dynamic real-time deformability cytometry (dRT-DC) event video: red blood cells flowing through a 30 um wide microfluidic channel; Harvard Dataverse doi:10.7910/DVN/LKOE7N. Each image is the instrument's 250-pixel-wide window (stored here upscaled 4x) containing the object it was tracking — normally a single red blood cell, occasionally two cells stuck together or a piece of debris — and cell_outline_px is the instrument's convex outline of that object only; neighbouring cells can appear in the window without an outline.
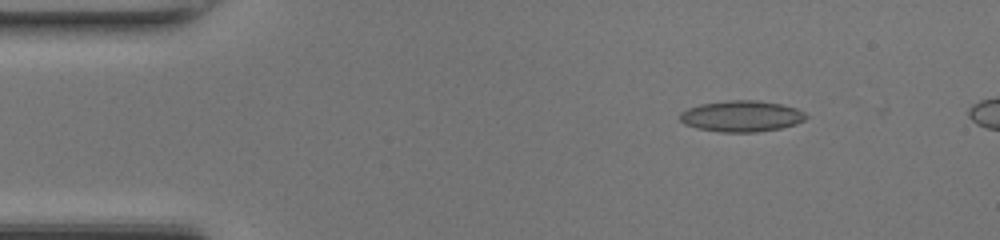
{"species": "common noctule bat (a hibernating species)", "species_latin": "Nyctalus noctula", "temperature_condition": "room temperature", "stored_images_in_passage": 12, "camera_frame_rate_fps": 3000, "um_per_image_px": 0.085, "animal": {"sex": "female", "body_mass_g": 17.0, "forearm_length_mm": 48.0}, "frame": {"image": 1, "passage_image": 7, "time_ms": 2.0, "image_size_px": [1000, 240], "cell_outline_px": [[808, 116], [804, 120], [796, 124], [780, 128], [756, 132], [720, 132], [696, 128], [684, 124], [680, 120], [680, 112], [688, 108], [700, 104], [728, 100], [756, 100], [780, 104], [796, 108], [804, 112]], "centroid_in_image_um": [63.01, 9.87], "position_along_channel_um": 22.0, "area_um2": 22.89}}